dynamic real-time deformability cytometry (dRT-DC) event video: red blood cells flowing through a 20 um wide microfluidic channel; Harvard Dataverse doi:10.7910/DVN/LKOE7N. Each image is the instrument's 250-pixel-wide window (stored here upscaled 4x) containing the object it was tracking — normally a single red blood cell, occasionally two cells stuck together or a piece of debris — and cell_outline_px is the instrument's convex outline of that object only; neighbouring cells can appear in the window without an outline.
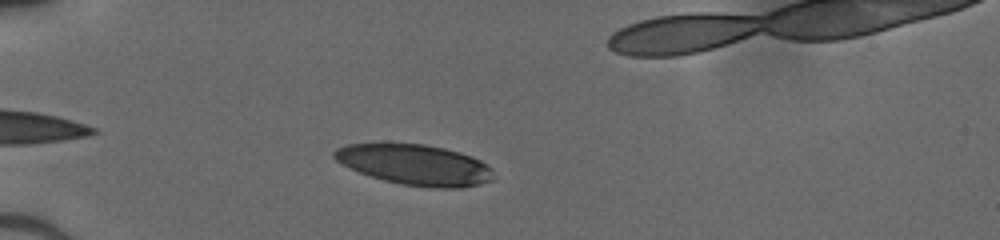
{"species": "human", "species_latin": "Homo sapiens", "temperature_condition": "cold", "stored_images_in_passage": 36, "camera_frame_rate_fps": 3000, "um_per_image_px": 0.085, "donor": {"sex": "male"}, "frame": {"image": 1, "passage_image": 5, "time_ms": 1.333, "image_size_px": [1000, 240], "cell_outline_px": [[492, 180], [480, 184], [460, 188], [432, 188], [400, 184], [384, 180], [360, 172], [336, 160], [332, 156], [332, 152], [336, 148], [348, 144], [424, 144], [444, 148], [472, 156], [480, 160], [492, 168]], "centroid_in_image_um": [35.29, 14.01], "position_along_channel_um": 49.7, "area_um2": 37.34}}
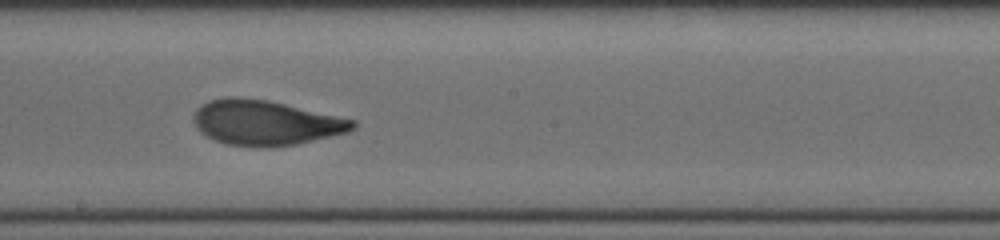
{"frame": {"image": 2, "passage_image": 20, "time_ms": 6.333, "image_size_px": [1000, 240], "cell_outline_px": [[356, 128], [348, 132], [296, 144], [268, 148], [256, 148], [224, 144], [200, 132], [196, 128], [192, 120], [192, 116], [196, 108], [208, 100], [224, 96], [240, 96], [268, 100], [356, 120]], "centroid_in_image_um": [22.52, 10.43], "position_along_channel_um": 225.7, "area_um2": 42.31}}
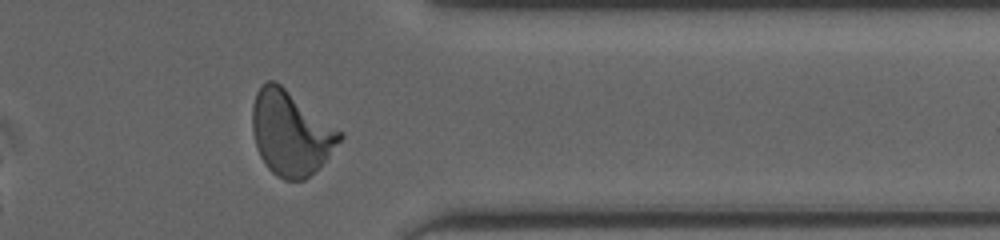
{"frame": {"image": 3, "passage_image": 32, "time_ms": 10.333, "image_size_px": [1000, 240], "cell_outline_px": [[344, 136], [320, 168], [304, 180], [284, 180], [276, 176], [268, 168], [260, 156], [256, 144], [252, 128], [252, 104], [256, 92], [260, 84], [268, 80], [276, 80], [344, 132]], "centroid_in_image_um": [24.73, 11.29], "position_along_channel_um": 386.7, "area_um2": 43.52}}